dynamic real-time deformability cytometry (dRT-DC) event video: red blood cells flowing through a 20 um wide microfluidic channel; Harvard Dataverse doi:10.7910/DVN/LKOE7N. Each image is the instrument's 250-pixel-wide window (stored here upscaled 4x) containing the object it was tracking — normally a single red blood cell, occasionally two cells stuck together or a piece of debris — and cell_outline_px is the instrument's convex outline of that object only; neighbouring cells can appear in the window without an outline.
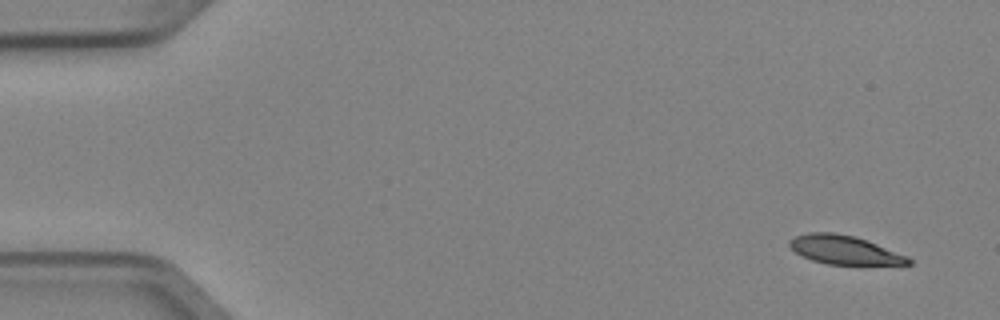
{"species": "Egyptian fruit bat (a non-hibernating species)", "species_latin": "Rousettus aegyptiacus", "temperature_condition": "cold", "stored_images_in_passage": 8, "camera_frame_rate_fps": 3000, "um_per_image_px": 0.085, "animal": {"sex": "female"}, "frame": {"image": 1, "passage_image": 1, "time_ms": 0.0, "image_size_px": [1000, 320], "cell_outline_px": [[912, 264], [828, 264], [812, 260], [796, 252], [788, 244], [788, 240], [796, 236], [808, 232], [832, 232], [856, 236], [868, 240], [908, 256], [912, 260]], "centroid_in_image_um": [71.79, 21.22], "position_along_channel_um": 13.2, "area_um2": 19.83}}
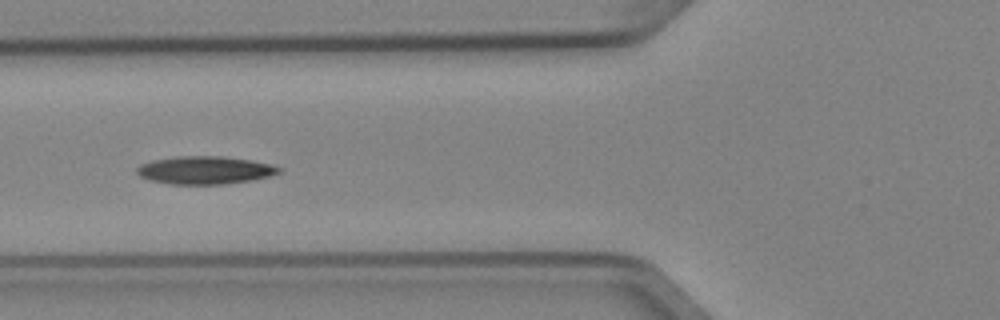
{"frame": {"image": 2, "passage_image": 5, "time_ms": 1.333, "image_size_px": [1000, 320], "cell_outline_px": [[280, 172], [268, 176], [252, 180], [224, 184], [172, 184], [152, 180], [140, 176], [136, 172], [136, 168], [140, 164], [152, 160], [176, 156], [224, 156], [252, 160], [272, 164], [280, 168]], "centroid_in_image_um": [17.41, 14.45], "position_along_channel_um": 108.4, "area_um2": 23.06}}
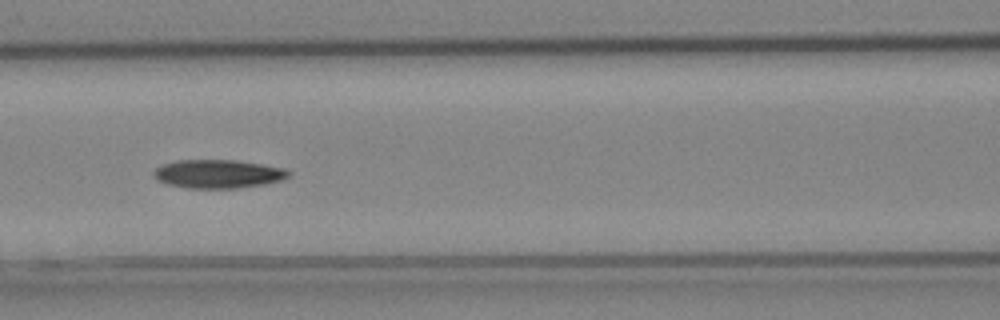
{"frame": {"image": 3, "passage_image": 6, "time_ms": 1.667, "image_size_px": [1000, 320], "cell_outline_px": [[292, 172], [288, 176], [280, 180], [264, 184], [236, 188], [188, 188], [168, 184], [156, 180], [152, 172], [156, 168], [164, 164], [176, 160], [236, 160], [284, 168]], "centroid_in_image_um": [18.51, 14.78], "position_along_channel_um": 148.1, "area_um2": 22.31}}